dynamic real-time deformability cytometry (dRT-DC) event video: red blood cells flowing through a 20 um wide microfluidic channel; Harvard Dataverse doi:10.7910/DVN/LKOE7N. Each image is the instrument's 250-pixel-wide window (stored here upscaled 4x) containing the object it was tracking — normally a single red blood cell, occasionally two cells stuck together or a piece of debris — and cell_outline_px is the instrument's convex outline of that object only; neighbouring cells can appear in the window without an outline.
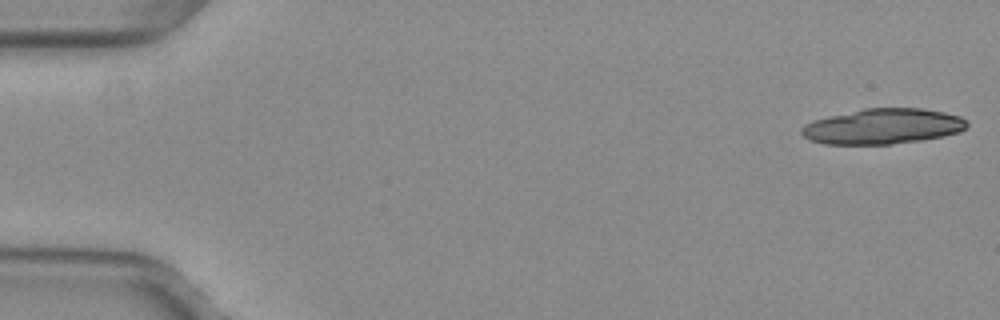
{"species": "common noctule bat (a hibernating species)", "species_latin": "Nyctalus noctula", "temperature_condition": "warm", "stored_images_in_passage": 15, "camera_frame_rate_fps": 3000, "um_per_image_px": 0.085, "animal": {"sex": "female", "body_mass_g": 29.2, "forearm_length_mm": 56.3}, "frame": {"image": 1, "passage_image": 1, "time_ms": 0.0, "image_size_px": [1000, 320], "cell_outline_px": [[968, 128], [960, 132], [944, 136], [920, 140], [892, 144], [824, 144], [812, 140], [804, 136], [800, 132], [800, 128], [804, 124], [812, 120], [828, 116], [864, 108], [920, 108], [944, 112], [960, 116], [968, 120]], "centroid_in_image_um": [75.06, 10.74], "position_along_channel_um": 9.9, "area_um2": 34.33}}